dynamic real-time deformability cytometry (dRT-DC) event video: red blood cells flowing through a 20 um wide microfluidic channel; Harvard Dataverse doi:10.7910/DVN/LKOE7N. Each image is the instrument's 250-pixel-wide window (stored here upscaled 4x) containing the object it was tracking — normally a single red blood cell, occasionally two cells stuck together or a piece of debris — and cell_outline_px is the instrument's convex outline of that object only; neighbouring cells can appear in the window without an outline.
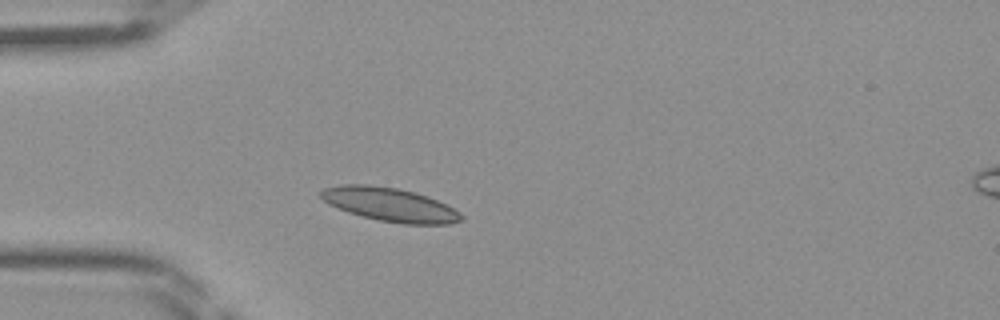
{"species": "Egyptian fruit bat (a non-hibernating species)", "species_latin": "Rousettus aegyptiacus", "temperature_condition": "room temperature", "stored_images_in_passage": 34, "camera_frame_rate_fps": 3000, "um_per_image_px": 0.085, "frame": {"image": 1, "passage_image": 1, "time_ms": 0.0, "image_size_px": [1000, 320], "cell_outline_px": [[464, 220], [452, 224], [404, 224], [380, 220], [348, 212], [328, 204], [320, 196], [320, 192], [324, 188], [344, 184], [368, 184], [396, 188], [416, 192], [428, 196], [460, 212], [464, 216]], "centroid_in_image_um": [33.16, 17.39], "position_along_channel_um": 51.8, "area_um2": 27.46}}
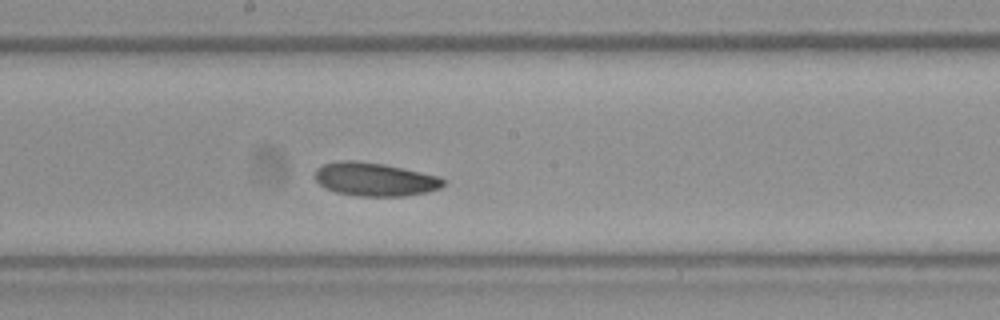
{"frame": {"image": 2, "passage_image": 13, "time_ms": 4.0, "image_size_px": [1000, 320], "cell_outline_px": [[444, 184], [440, 188], [428, 192], [404, 196], [356, 196], [336, 192], [324, 188], [316, 180], [316, 168], [324, 164], [340, 160], [356, 160], [384, 164], [404, 168], [440, 176], [444, 180]], "centroid_in_image_um": [31.86, 15.24], "position_along_channel_um": 216.3, "area_um2": 25.14}}
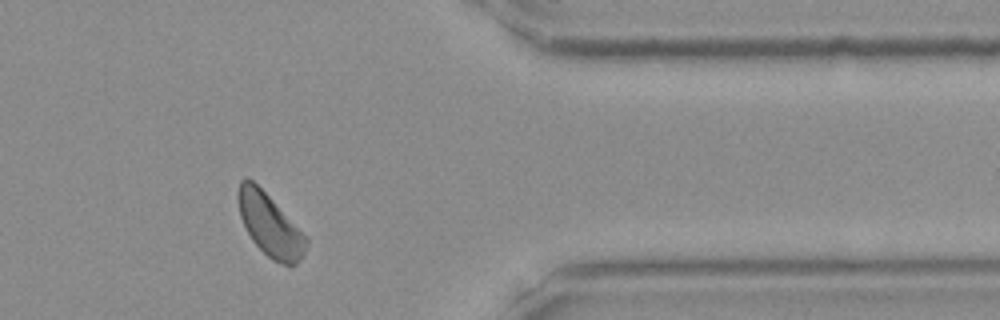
{"frame": {"image": 3, "passage_image": 26, "time_ms": 8.333, "image_size_px": [1000, 320], "cell_outline_px": [[308, 244], [304, 252], [296, 264], [292, 268], [288, 268], [272, 260], [252, 240], [240, 216], [236, 196], [236, 192], [240, 180], [244, 176], [252, 180], [308, 236]], "centroid_in_image_um": [22.95, 19.14], "position_along_channel_um": 388.5, "area_um2": 24.91}}